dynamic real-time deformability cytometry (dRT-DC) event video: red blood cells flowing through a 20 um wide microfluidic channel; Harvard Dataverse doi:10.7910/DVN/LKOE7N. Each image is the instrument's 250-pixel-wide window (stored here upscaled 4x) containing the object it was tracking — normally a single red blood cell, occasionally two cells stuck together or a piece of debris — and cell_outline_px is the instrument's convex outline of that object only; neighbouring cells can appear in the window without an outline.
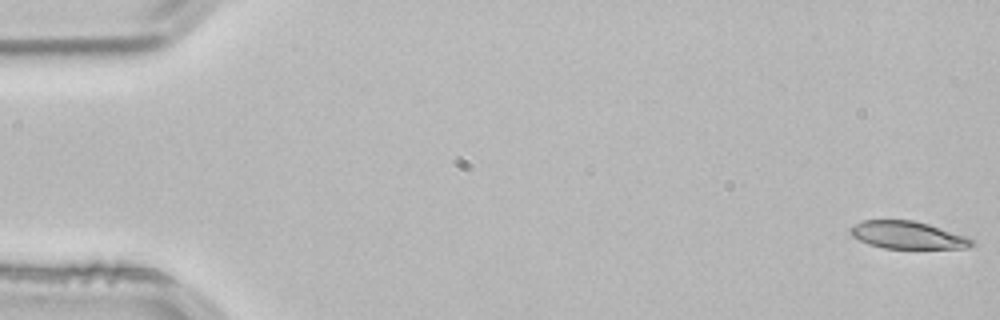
{"species": "common noctule bat (a hibernating species)", "species_latin": "Nyctalus noctula", "temperature_condition": "room temperature", "stored_images_in_passage": 53, "camera_frame_rate_fps": 3000, "um_per_image_px": 0.085, "animal": {"sex": "male", "body_mass_g": 21.5, "forearm_length_mm": 52.0}, "frame": {"image": 1, "passage_image": 1, "time_ms": 0.0, "image_size_px": [1000, 320], "cell_outline_px": [[976, 244], [968, 248], [884, 248], [868, 244], [852, 236], [848, 232], [848, 228], [852, 224], [864, 220], [912, 220], [928, 224], [968, 236], [976, 240]], "centroid_in_image_um": [77.16, 19.98], "position_along_channel_um": 7.8, "area_um2": 19.71}}
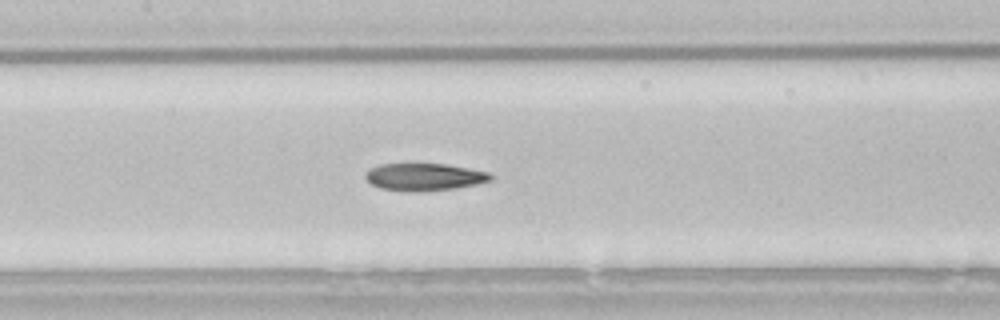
{"frame": {"image": 2, "passage_image": 25, "time_ms": 8.0, "image_size_px": [1000, 320], "cell_outline_px": [[492, 180], [476, 184], [456, 188], [416, 192], [404, 192], [380, 188], [372, 184], [364, 176], [368, 168], [380, 164], [448, 164], [488, 172], [492, 176]], "centroid_in_image_um": [36.03, 15.04], "position_along_channel_um": 171.4, "area_um2": 20.06}}
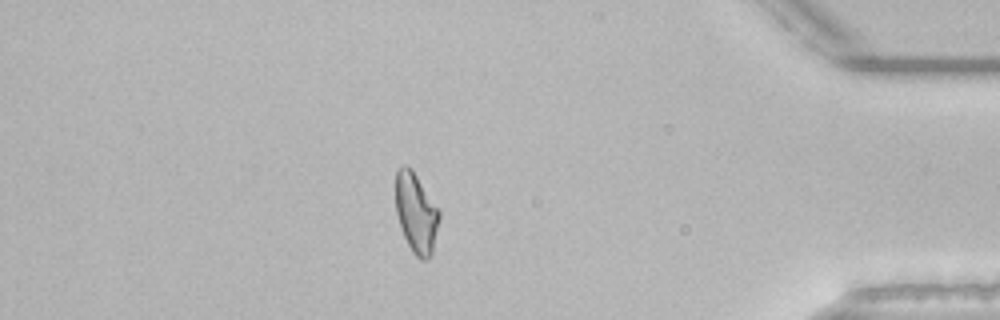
{"frame": {"image": 3, "passage_image": 46, "time_ms": 15.0, "image_size_px": [1000, 320], "cell_outline_px": [[440, 216], [432, 252], [428, 260], [420, 260], [412, 252], [404, 236], [396, 212], [396, 172], [404, 164], [408, 164], [412, 168], [440, 212]], "centroid_in_image_um": [35.37, 18.1], "position_along_channel_um": 399.8, "area_um2": 20.11}, "authors_computed_cell_mechanics": {"area_um2": 20.4034, "velocity_mm_per_s": 3.8401, "shape_relaxation_time_tau1_ms": 6.903, "shape_relaxation_time_tau2_ms": 3.9976, "deformation_change_tau1": 0.2008, "deformation_change_tau2": 0.1283}}